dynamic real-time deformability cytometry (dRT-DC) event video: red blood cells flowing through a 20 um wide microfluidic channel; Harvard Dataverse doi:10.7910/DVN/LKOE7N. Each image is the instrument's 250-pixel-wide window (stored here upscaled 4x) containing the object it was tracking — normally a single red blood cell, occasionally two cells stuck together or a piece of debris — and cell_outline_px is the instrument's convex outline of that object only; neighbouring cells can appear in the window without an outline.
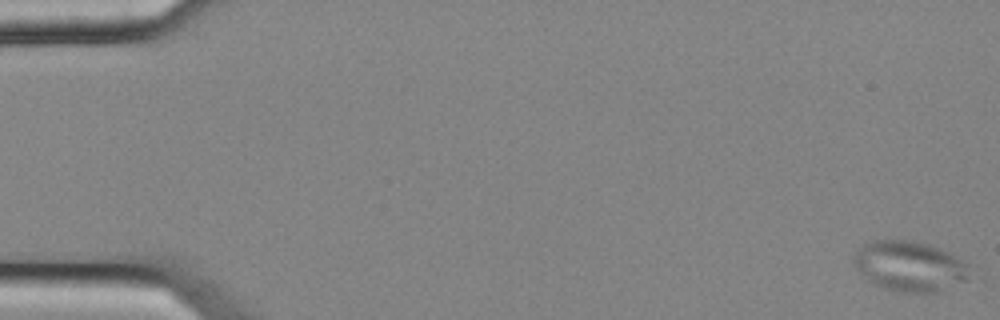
{"species": "common noctule bat (a hibernating species)", "species_latin": "Nyctalus noctula", "temperature_condition": "cold", "stored_images_in_passage": 5, "camera_frame_rate_fps": 3000, "um_per_image_px": 0.085, "animal": {"sex": "female", "body_mass_g": 25.1}, "frame": {"image": 1, "passage_image": 1, "time_ms": 0.0, "image_size_px": [1000, 320], "cell_outline_px": [[976, 276], [968, 280], [940, 292], [900, 292], [884, 288], [868, 280], [852, 264], [852, 256], [864, 244], [872, 240], [908, 240], [928, 244], [940, 248], [948, 252], [968, 264]], "centroid_in_image_um": [77.38, 22.64], "position_along_channel_um": 7.6, "area_um2": 34.39}}